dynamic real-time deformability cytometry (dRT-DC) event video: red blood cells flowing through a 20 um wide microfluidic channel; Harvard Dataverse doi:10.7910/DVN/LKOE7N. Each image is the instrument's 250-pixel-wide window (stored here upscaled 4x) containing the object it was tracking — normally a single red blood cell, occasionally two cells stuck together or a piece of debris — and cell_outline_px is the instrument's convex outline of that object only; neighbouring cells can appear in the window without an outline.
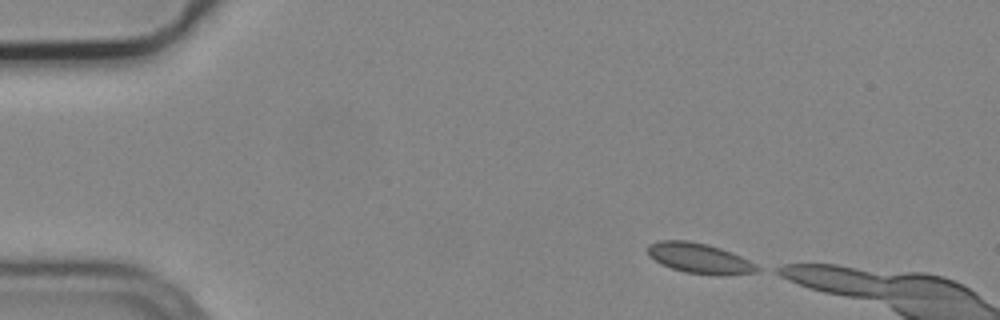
{"species": "common noctule bat (a hibernating species)", "species_latin": "Nyctalus noctula", "temperature_condition": "cold", "stored_images_in_passage": 3, "camera_frame_rate_fps": 3000, "um_per_image_px": 0.085, "animal": {"sex": "male", "body_mass_g": 19.2, "forearm_length_mm": 51.8}, "frame": {"image": 1, "passage_image": 1, "time_ms": 0.0, "image_size_px": [1000, 320], "cell_outline_px": [[764, 268], [760, 272], [684, 272], [672, 268], [648, 256], [648, 244], [660, 240], [688, 240], [708, 244], [732, 252]], "centroid_in_image_um": [59.41, 21.88], "position_along_channel_um": 25.6, "area_um2": 18.38}}